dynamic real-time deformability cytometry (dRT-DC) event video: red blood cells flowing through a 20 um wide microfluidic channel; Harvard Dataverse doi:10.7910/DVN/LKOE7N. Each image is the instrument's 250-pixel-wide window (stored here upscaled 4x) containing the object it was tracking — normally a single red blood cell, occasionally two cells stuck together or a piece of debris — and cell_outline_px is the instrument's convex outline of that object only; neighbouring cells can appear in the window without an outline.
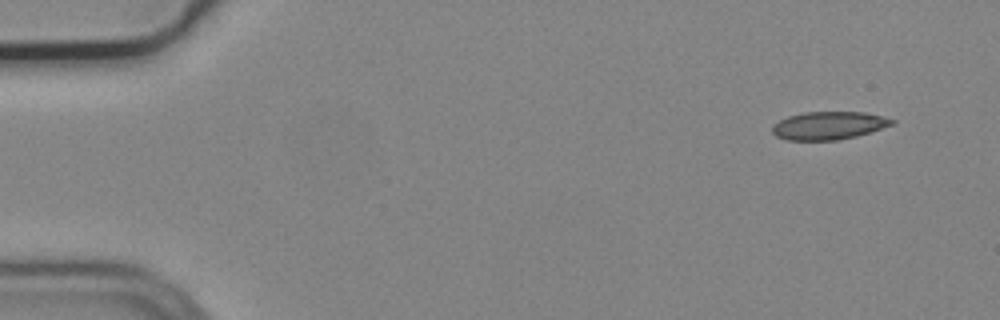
{"species": "common noctule bat (a hibernating species)", "species_latin": "Nyctalus noctula", "temperature_condition": "cold", "stored_images_in_passage": 3, "camera_frame_rate_fps": 3000, "um_per_image_px": 0.085, "animal": {"sex": "male", "body_mass_g": 19.2, "forearm_length_mm": 51.8}, "frame": {"image": 1, "passage_image": 1, "time_ms": 0.0, "image_size_px": [1000, 320], "cell_outline_px": [[896, 124], [856, 136], [836, 140], [788, 140], [776, 136], [772, 132], [772, 124], [788, 116], [804, 112], [864, 112], [896, 120]], "centroid_in_image_um": [70.43, 10.67], "position_along_channel_um": 14.6, "area_um2": 19.48}}